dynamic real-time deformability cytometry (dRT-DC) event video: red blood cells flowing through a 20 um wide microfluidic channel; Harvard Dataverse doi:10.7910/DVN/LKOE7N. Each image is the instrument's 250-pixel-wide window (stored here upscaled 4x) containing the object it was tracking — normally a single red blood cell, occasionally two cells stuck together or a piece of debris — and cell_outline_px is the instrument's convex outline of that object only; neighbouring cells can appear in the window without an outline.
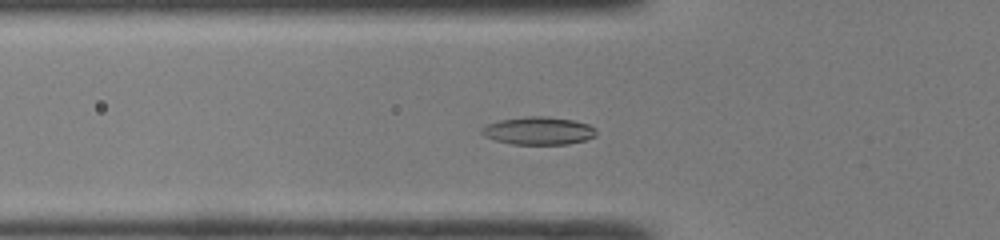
{"species": "common noctule bat (a hibernating species)", "species_latin": "Nyctalus noctula", "temperature_condition": "room temperature", "stored_images_in_passage": 44, "camera_frame_rate_fps": 3000, "um_per_image_px": 0.085, "animal": {"sex": "male", "body_mass_g": 19.0, "forearm_length_mm": 50.8}, "frame": {"image": 1, "passage_image": 13, "time_ms": 4.0, "image_size_px": [1000, 240], "cell_outline_px": [[596, 136], [584, 140], [568, 144], [512, 144], [496, 140], [484, 136], [480, 132], [480, 128], [488, 124], [500, 120], [528, 116], [548, 116], [572, 120], [588, 124], [596, 128]], "centroid_in_image_um": [45.77, 11.11], "position_along_channel_um": 80.0, "area_um2": 18.55}}
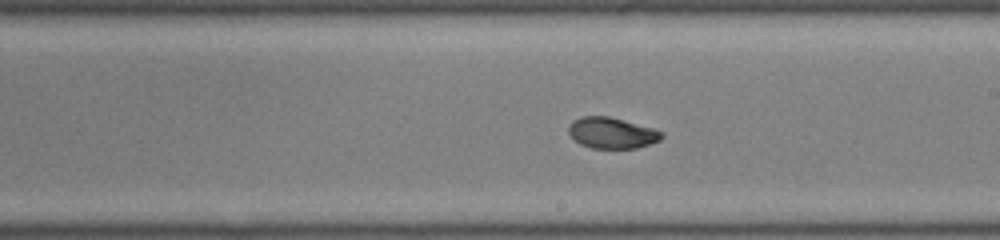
{"frame": {"image": 2, "passage_image": 24, "time_ms": 7.667, "image_size_px": [1000, 240], "cell_outline_px": [[664, 136], [660, 140], [636, 148], [592, 148], [580, 144], [568, 132], [568, 124], [572, 120], [580, 116], [608, 116], [652, 128], [664, 132]], "centroid_in_image_um": [51.98, 11.29], "position_along_channel_um": 237.0, "area_um2": 16.76}}
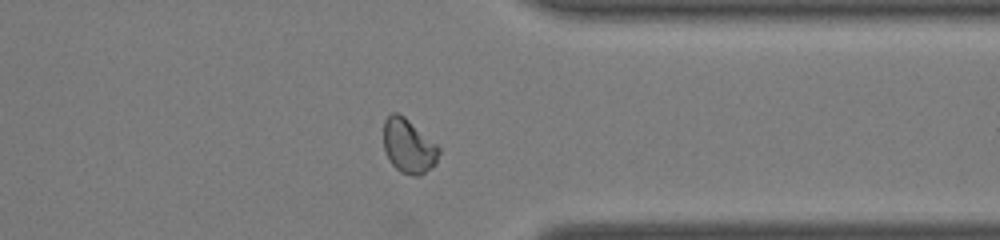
{"frame": {"image": 3, "passage_image": 34, "time_ms": 11.0, "image_size_px": [1000, 240], "cell_outline_px": [[440, 152], [436, 164], [420, 176], [412, 176], [400, 172], [392, 164], [384, 148], [384, 120], [392, 112], [396, 112], [404, 116], [436, 144], [440, 148]], "centroid_in_image_um": [34.74, 12.43], "position_along_channel_um": 376.7, "area_um2": 17.4}, "authors_computed_cell_mechanics": {"area_um2": 17.4845, "velocity_mm_per_s": 4.2792, "shape_relaxation_time_tau1_ms": 4.7013, "shape_relaxation_time_tau2_ms": 1.2719, "deformation_change_tau1": 0.1627, "deformation_change_tau2": 0.0472}}